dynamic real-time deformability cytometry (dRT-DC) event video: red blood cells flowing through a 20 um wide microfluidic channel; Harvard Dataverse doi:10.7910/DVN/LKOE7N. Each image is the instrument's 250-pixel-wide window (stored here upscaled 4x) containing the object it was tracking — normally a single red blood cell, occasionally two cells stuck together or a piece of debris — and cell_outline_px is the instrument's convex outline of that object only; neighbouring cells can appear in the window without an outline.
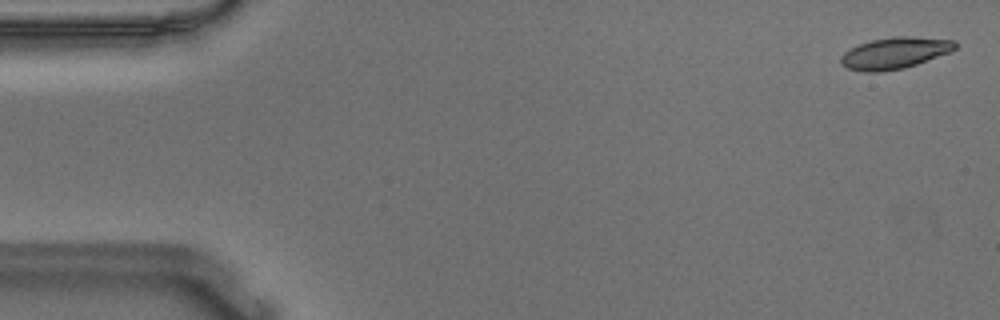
{"species": "Egyptian fruit bat (a non-hibernating species)", "species_latin": "Rousettus aegyptiacus", "temperature_condition": "warm", "stored_images_in_passage": 8, "camera_frame_rate_fps": 3000, "um_per_image_px": 0.085, "animal": {"sex": "male"}, "frame": {"image": 1, "passage_image": 2, "time_ms": 0.333, "image_size_px": [1000, 320], "cell_outline_px": [[956, 48], [948, 52], [916, 64], [904, 68], [880, 72], [864, 72], [848, 68], [840, 64], [840, 56], [844, 52], [860, 44], [872, 40], [892, 36], [912, 36], [956, 40]], "centroid_in_image_um": [76.03, 4.5], "position_along_channel_um": 9.0, "area_um2": 20.87}}